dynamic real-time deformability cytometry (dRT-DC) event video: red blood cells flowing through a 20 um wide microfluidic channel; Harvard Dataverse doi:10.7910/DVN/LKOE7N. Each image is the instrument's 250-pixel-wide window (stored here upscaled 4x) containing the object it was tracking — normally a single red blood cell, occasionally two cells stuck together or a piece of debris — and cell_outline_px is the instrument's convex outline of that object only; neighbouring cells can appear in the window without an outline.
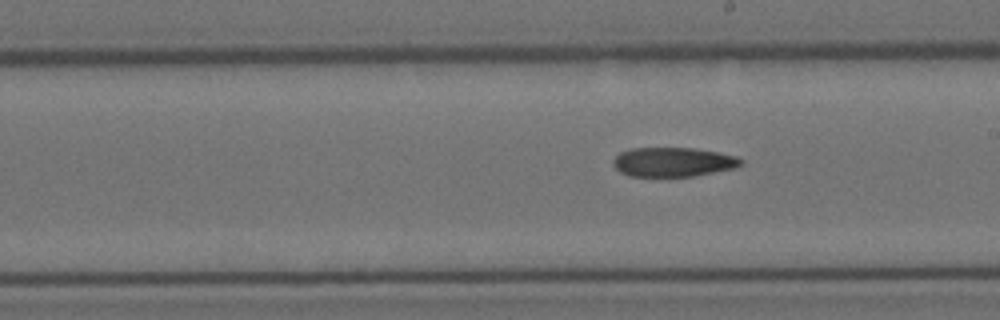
{"species": "Egyptian fruit bat (a non-hibernating species)", "species_latin": "Rousettus aegyptiacus", "temperature_condition": "room temperature", "stored_images_in_passage": 9, "segment_of_instrument_passage": [2, 2], "camera_frame_rate_fps": 3000, "um_per_image_px": 0.085, "animal": {"sex": "female"}, "frame": {"image": 1, "passage_image": 9, "time_ms": 2.667, "image_size_px": [1000, 320], "cell_outline_px": [[744, 164], [736, 168], [692, 176], [628, 176], [620, 172], [612, 164], [612, 160], [620, 152], [632, 148], [692, 148], [716, 152], [736, 156], [744, 160]], "centroid_in_image_um": [57.22, 13.77], "position_along_channel_um": 231.8, "area_um2": 21.85}}